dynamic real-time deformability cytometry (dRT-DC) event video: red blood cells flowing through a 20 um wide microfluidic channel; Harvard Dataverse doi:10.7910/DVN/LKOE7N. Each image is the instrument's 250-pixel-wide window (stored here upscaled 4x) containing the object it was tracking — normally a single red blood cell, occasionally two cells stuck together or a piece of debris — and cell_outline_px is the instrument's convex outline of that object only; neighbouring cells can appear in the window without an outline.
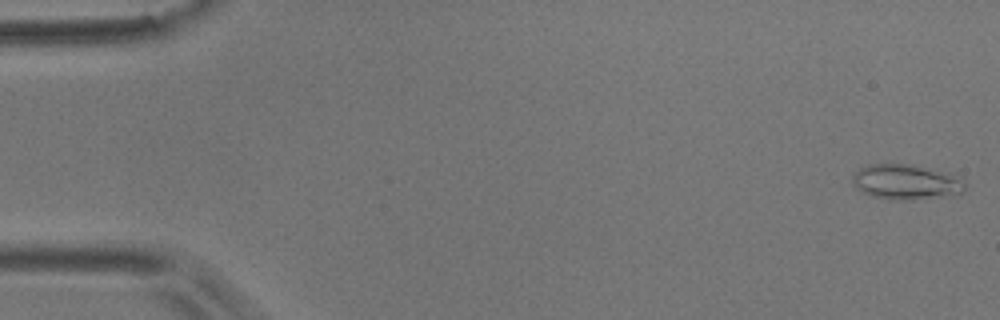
{"species": "common noctule bat (a hibernating species)", "species_latin": "Nyctalus noctula", "temperature_condition": "room temperature", "stored_images_in_passage": 24, "camera_frame_rate_fps": 3000, "um_per_image_px": 0.085, "animal": {"sex": "male", "body_mass_g": 17.9}, "frame": {"image": 1, "passage_image": 1, "time_ms": 0.0, "image_size_px": [1000, 320], "cell_outline_px": [[964, 192], [960, 196], [904, 200], [888, 200], [872, 196], [856, 188], [852, 184], [852, 176], [860, 168], [868, 164], [908, 164], [948, 172], [960, 180], [964, 184]], "centroid_in_image_um": [77.02, 15.49], "position_along_channel_um": 8.0, "area_um2": 23.29}}
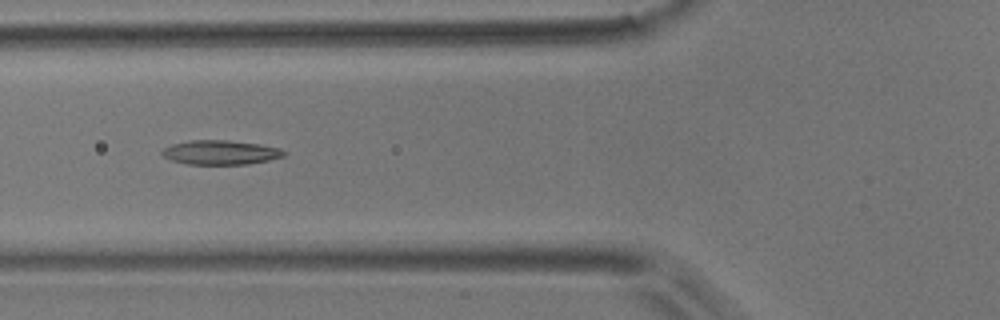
{"frame": {"image": 2, "passage_image": 20, "time_ms": 6.333, "image_size_px": [1000, 320], "cell_outline_px": [[288, 152], [284, 156], [268, 160], [248, 164], [188, 164], [172, 160], [164, 156], [160, 152], [164, 148], [172, 144], [188, 140], [228, 140], [260, 144], [280, 148]], "centroid_in_image_um": [18.76, 12.95], "position_along_channel_um": 107.0, "area_um2": 17.28}}
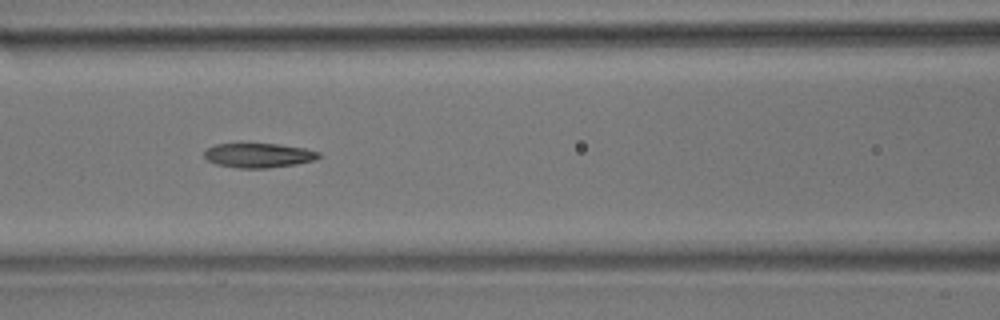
{"frame": {"image": 3, "passage_image": 23, "time_ms": 7.333, "image_size_px": [1000, 320], "cell_outline_px": [[324, 156], [316, 160], [296, 164], [268, 168], [236, 168], [216, 164], [208, 160], [204, 156], [204, 152], [208, 148], [216, 144], [276, 144], [304, 148], [320, 152]], "centroid_in_image_um": [22.03, 13.21], "position_along_channel_um": 144.6, "area_um2": 16.36}}